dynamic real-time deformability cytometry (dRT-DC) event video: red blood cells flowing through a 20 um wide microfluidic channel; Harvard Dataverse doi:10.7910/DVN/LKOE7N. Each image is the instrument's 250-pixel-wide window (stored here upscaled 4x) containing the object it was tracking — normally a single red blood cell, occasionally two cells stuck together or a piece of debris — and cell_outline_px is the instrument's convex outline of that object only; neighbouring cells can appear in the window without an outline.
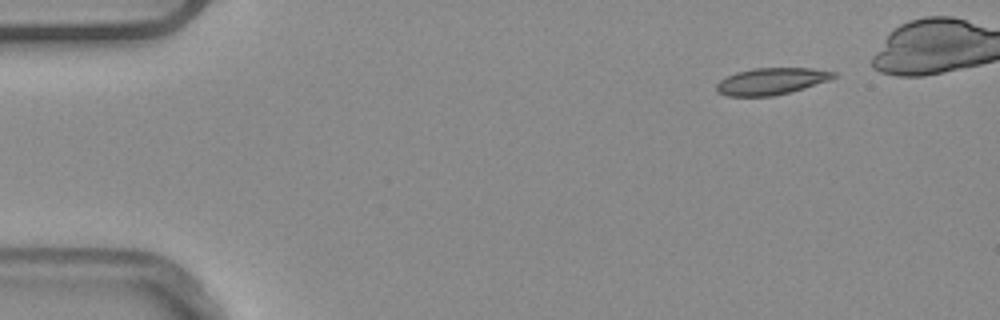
{"species": "common noctule bat (a hibernating species)", "species_latin": "Nyctalus noctula", "temperature_condition": "warm", "stored_images_in_passage": 5, "camera_frame_rate_fps": 3000, "um_per_image_px": 0.085, "animal": {"sex": "male", "body_mass_g": 20.4}, "frame": {"image": 1, "passage_image": 1, "time_ms": 0.0, "image_size_px": [1000, 320], "cell_outline_px": [[836, 76], [828, 80], [804, 88], [772, 96], [728, 96], [716, 92], [716, 84], [720, 80], [736, 72], [752, 68], [812, 68], [836, 72]], "centroid_in_image_um": [65.53, 6.9], "position_along_channel_um": 19.5, "area_um2": 18.15}}